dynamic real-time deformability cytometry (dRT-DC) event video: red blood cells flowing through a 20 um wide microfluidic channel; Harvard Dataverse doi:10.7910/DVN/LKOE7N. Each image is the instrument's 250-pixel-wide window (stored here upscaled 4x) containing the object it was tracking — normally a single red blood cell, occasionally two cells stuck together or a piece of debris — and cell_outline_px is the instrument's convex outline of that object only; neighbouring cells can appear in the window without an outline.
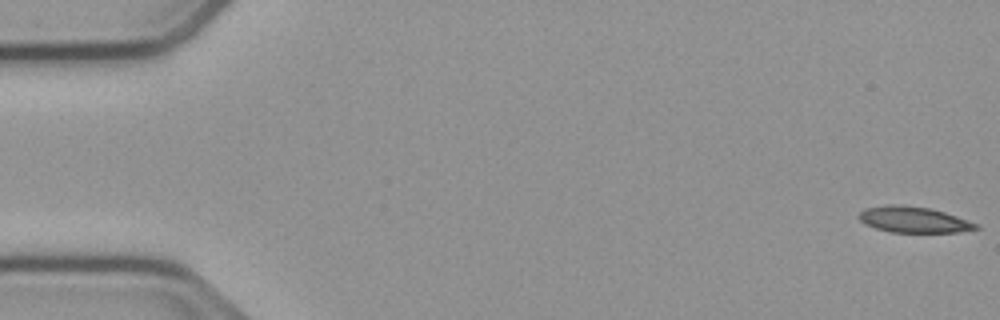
{"species": "common noctule bat (a hibernating species)", "species_latin": "Nyctalus noctula", "temperature_condition": "cold", "stored_images_in_passage": 12, "camera_frame_rate_fps": 3000, "um_per_image_px": 0.085, "animal": {"sex": "male", "body_mass_g": 23.1, "forearm_length_mm": 52.7}, "frame": {"image": 1, "passage_image": 1, "time_ms": 0.0, "image_size_px": [1000, 320], "cell_outline_px": [[980, 228], [960, 232], [888, 232], [864, 224], [856, 216], [864, 208], [884, 204], [892, 204], [928, 208], [944, 212], [980, 224]], "centroid_in_image_um": [77.63, 18.67], "position_along_channel_um": 7.4, "area_um2": 17.8}}